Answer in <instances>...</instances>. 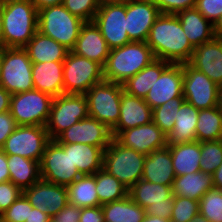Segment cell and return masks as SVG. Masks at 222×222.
I'll return each instance as SVG.
<instances>
[{
  "instance_id": "60",
  "label": "cell",
  "mask_w": 222,
  "mask_h": 222,
  "mask_svg": "<svg viewBox=\"0 0 222 222\" xmlns=\"http://www.w3.org/2000/svg\"><path fill=\"white\" fill-rule=\"evenodd\" d=\"M188 222H210V221L206 219L203 215L198 213L197 215H195L193 219L189 220Z\"/></svg>"
},
{
  "instance_id": "43",
  "label": "cell",
  "mask_w": 222,
  "mask_h": 222,
  "mask_svg": "<svg viewBox=\"0 0 222 222\" xmlns=\"http://www.w3.org/2000/svg\"><path fill=\"white\" fill-rule=\"evenodd\" d=\"M29 208H33L22 193L10 207L0 215L2 222H25L28 219Z\"/></svg>"
},
{
  "instance_id": "52",
  "label": "cell",
  "mask_w": 222,
  "mask_h": 222,
  "mask_svg": "<svg viewBox=\"0 0 222 222\" xmlns=\"http://www.w3.org/2000/svg\"><path fill=\"white\" fill-rule=\"evenodd\" d=\"M10 181V173L7 164V154L0 149V183Z\"/></svg>"
},
{
  "instance_id": "21",
  "label": "cell",
  "mask_w": 222,
  "mask_h": 222,
  "mask_svg": "<svg viewBox=\"0 0 222 222\" xmlns=\"http://www.w3.org/2000/svg\"><path fill=\"white\" fill-rule=\"evenodd\" d=\"M152 122V109L142 98L121 94L120 117L118 123L111 129L115 138L121 131L146 125Z\"/></svg>"
},
{
  "instance_id": "4",
  "label": "cell",
  "mask_w": 222,
  "mask_h": 222,
  "mask_svg": "<svg viewBox=\"0 0 222 222\" xmlns=\"http://www.w3.org/2000/svg\"><path fill=\"white\" fill-rule=\"evenodd\" d=\"M85 21L72 15L63 4L50 6L38 11L40 33L54 39L71 51Z\"/></svg>"
},
{
  "instance_id": "62",
  "label": "cell",
  "mask_w": 222,
  "mask_h": 222,
  "mask_svg": "<svg viewBox=\"0 0 222 222\" xmlns=\"http://www.w3.org/2000/svg\"><path fill=\"white\" fill-rule=\"evenodd\" d=\"M1 68H2V63H1V49H0V75H1Z\"/></svg>"
},
{
  "instance_id": "24",
  "label": "cell",
  "mask_w": 222,
  "mask_h": 222,
  "mask_svg": "<svg viewBox=\"0 0 222 222\" xmlns=\"http://www.w3.org/2000/svg\"><path fill=\"white\" fill-rule=\"evenodd\" d=\"M32 78L34 89L53 98L64 94L63 61L32 63Z\"/></svg>"
},
{
  "instance_id": "38",
  "label": "cell",
  "mask_w": 222,
  "mask_h": 222,
  "mask_svg": "<svg viewBox=\"0 0 222 222\" xmlns=\"http://www.w3.org/2000/svg\"><path fill=\"white\" fill-rule=\"evenodd\" d=\"M184 101V98H175L170 101L168 100L163 105L152 109V121L166 135H168L172 131L177 112Z\"/></svg>"
},
{
  "instance_id": "39",
  "label": "cell",
  "mask_w": 222,
  "mask_h": 222,
  "mask_svg": "<svg viewBox=\"0 0 222 222\" xmlns=\"http://www.w3.org/2000/svg\"><path fill=\"white\" fill-rule=\"evenodd\" d=\"M200 153L201 171L212 175L222 163V139L200 142Z\"/></svg>"
},
{
  "instance_id": "47",
  "label": "cell",
  "mask_w": 222,
  "mask_h": 222,
  "mask_svg": "<svg viewBox=\"0 0 222 222\" xmlns=\"http://www.w3.org/2000/svg\"><path fill=\"white\" fill-rule=\"evenodd\" d=\"M17 126L10 111L0 113V149Z\"/></svg>"
},
{
  "instance_id": "23",
  "label": "cell",
  "mask_w": 222,
  "mask_h": 222,
  "mask_svg": "<svg viewBox=\"0 0 222 222\" xmlns=\"http://www.w3.org/2000/svg\"><path fill=\"white\" fill-rule=\"evenodd\" d=\"M176 175L168 146L146 155L142 179L156 184L172 186Z\"/></svg>"
},
{
  "instance_id": "18",
  "label": "cell",
  "mask_w": 222,
  "mask_h": 222,
  "mask_svg": "<svg viewBox=\"0 0 222 222\" xmlns=\"http://www.w3.org/2000/svg\"><path fill=\"white\" fill-rule=\"evenodd\" d=\"M115 139L124 147L145 155L167 146V135L153 121L123 130Z\"/></svg>"
},
{
  "instance_id": "58",
  "label": "cell",
  "mask_w": 222,
  "mask_h": 222,
  "mask_svg": "<svg viewBox=\"0 0 222 222\" xmlns=\"http://www.w3.org/2000/svg\"><path fill=\"white\" fill-rule=\"evenodd\" d=\"M216 108L222 114V85L218 89Z\"/></svg>"
},
{
  "instance_id": "61",
  "label": "cell",
  "mask_w": 222,
  "mask_h": 222,
  "mask_svg": "<svg viewBox=\"0 0 222 222\" xmlns=\"http://www.w3.org/2000/svg\"><path fill=\"white\" fill-rule=\"evenodd\" d=\"M99 5L108 4V3H119L125 0H97Z\"/></svg>"
},
{
  "instance_id": "16",
  "label": "cell",
  "mask_w": 222,
  "mask_h": 222,
  "mask_svg": "<svg viewBox=\"0 0 222 222\" xmlns=\"http://www.w3.org/2000/svg\"><path fill=\"white\" fill-rule=\"evenodd\" d=\"M160 14L152 0H126V31L129 40L146 42L150 29Z\"/></svg>"
},
{
  "instance_id": "11",
  "label": "cell",
  "mask_w": 222,
  "mask_h": 222,
  "mask_svg": "<svg viewBox=\"0 0 222 222\" xmlns=\"http://www.w3.org/2000/svg\"><path fill=\"white\" fill-rule=\"evenodd\" d=\"M53 97L32 89L11 95L10 113L18 126H46Z\"/></svg>"
},
{
  "instance_id": "44",
  "label": "cell",
  "mask_w": 222,
  "mask_h": 222,
  "mask_svg": "<svg viewBox=\"0 0 222 222\" xmlns=\"http://www.w3.org/2000/svg\"><path fill=\"white\" fill-rule=\"evenodd\" d=\"M162 14H178L186 9L195 8L196 0H152Z\"/></svg>"
},
{
  "instance_id": "2",
  "label": "cell",
  "mask_w": 222,
  "mask_h": 222,
  "mask_svg": "<svg viewBox=\"0 0 222 222\" xmlns=\"http://www.w3.org/2000/svg\"><path fill=\"white\" fill-rule=\"evenodd\" d=\"M4 47L23 48L38 31V10L31 0L1 2Z\"/></svg>"
},
{
  "instance_id": "42",
  "label": "cell",
  "mask_w": 222,
  "mask_h": 222,
  "mask_svg": "<svg viewBox=\"0 0 222 222\" xmlns=\"http://www.w3.org/2000/svg\"><path fill=\"white\" fill-rule=\"evenodd\" d=\"M63 6L85 22L93 21L100 7L97 0H63Z\"/></svg>"
},
{
  "instance_id": "34",
  "label": "cell",
  "mask_w": 222,
  "mask_h": 222,
  "mask_svg": "<svg viewBox=\"0 0 222 222\" xmlns=\"http://www.w3.org/2000/svg\"><path fill=\"white\" fill-rule=\"evenodd\" d=\"M104 222H142L146 212L128 195L124 199L101 206Z\"/></svg>"
},
{
  "instance_id": "51",
  "label": "cell",
  "mask_w": 222,
  "mask_h": 222,
  "mask_svg": "<svg viewBox=\"0 0 222 222\" xmlns=\"http://www.w3.org/2000/svg\"><path fill=\"white\" fill-rule=\"evenodd\" d=\"M25 222H51V217L40 211L39 209L33 207L29 208L28 219Z\"/></svg>"
},
{
  "instance_id": "25",
  "label": "cell",
  "mask_w": 222,
  "mask_h": 222,
  "mask_svg": "<svg viewBox=\"0 0 222 222\" xmlns=\"http://www.w3.org/2000/svg\"><path fill=\"white\" fill-rule=\"evenodd\" d=\"M189 42L194 46L202 45L214 38L213 24L196 8L186 9L176 14Z\"/></svg>"
},
{
  "instance_id": "14",
  "label": "cell",
  "mask_w": 222,
  "mask_h": 222,
  "mask_svg": "<svg viewBox=\"0 0 222 222\" xmlns=\"http://www.w3.org/2000/svg\"><path fill=\"white\" fill-rule=\"evenodd\" d=\"M183 97L196 109L216 107L219 86L189 63H182Z\"/></svg>"
},
{
  "instance_id": "40",
  "label": "cell",
  "mask_w": 222,
  "mask_h": 222,
  "mask_svg": "<svg viewBox=\"0 0 222 222\" xmlns=\"http://www.w3.org/2000/svg\"><path fill=\"white\" fill-rule=\"evenodd\" d=\"M199 213L210 222H222V190H208L199 200Z\"/></svg>"
},
{
  "instance_id": "35",
  "label": "cell",
  "mask_w": 222,
  "mask_h": 222,
  "mask_svg": "<svg viewBox=\"0 0 222 222\" xmlns=\"http://www.w3.org/2000/svg\"><path fill=\"white\" fill-rule=\"evenodd\" d=\"M66 188L69 204L79 208L100 206L98 194L96 192L95 174L81 175Z\"/></svg>"
},
{
  "instance_id": "46",
  "label": "cell",
  "mask_w": 222,
  "mask_h": 222,
  "mask_svg": "<svg viewBox=\"0 0 222 222\" xmlns=\"http://www.w3.org/2000/svg\"><path fill=\"white\" fill-rule=\"evenodd\" d=\"M195 8L214 24L222 15V0H196Z\"/></svg>"
},
{
  "instance_id": "50",
  "label": "cell",
  "mask_w": 222,
  "mask_h": 222,
  "mask_svg": "<svg viewBox=\"0 0 222 222\" xmlns=\"http://www.w3.org/2000/svg\"><path fill=\"white\" fill-rule=\"evenodd\" d=\"M79 222H104L101 206L81 208Z\"/></svg>"
},
{
  "instance_id": "33",
  "label": "cell",
  "mask_w": 222,
  "mask_h": 222,
  "mask_svg": "<svg viewBox=\"0 0 222 222\" xmlns=\"http://www.w3.org/2000/svg\"><path fill=\"white\" fill-rule=\"evenodd\" d=\"M104 150L100 147L83 144H70V158L81 175H93L103 168Z\"/></svg>"
},
{
  "instance_id": "41",
  "label": "cell",
  "mask_w": 222,
  "mask_h": 222,
  "mask_svg": "<svg viewBox=\"0 0 222 222\" xmlns=\"http://www.w3.org/2000/svg\"><path fill=\"white\" fill-rule=\"evenodd\" d=\"M198 213L199 201L188 197L174 196V204L170 220L174 222H188Z\"/></svg>"
},
{
  "instance_id": "56",
  "label": "cell",
  "mask_w": 222,
  "mask_h": 222,
  "mask_svg": "<svg viewBox=\"0 0 222 222\" xmlns=\"http://www.w3.org/2000/svg\"><path fill=\"white\" fill-rule=\"evenodd\" d=\"M213 32L215 38L222 39V15L214 22Z\"/></svg>"
},
{
  "instance_id": "32",
  "label": "cell",
  "mask_w": 222,
  "mask_h": 222,
  "mask_svg": "<svg viewBox=\"0 0 222 222\" xmlns=\"http://www.w3.org/2000/svg\"><path fill=\"white\" fill-rule=\"evenodd\" d=\"M10 181L22 191L41 180L40 162L21 157L7 155Z\"/></svg>"
},
{
  "instance_id": "9",
  "label": "cell",
  "mask_w": 222,
  "mask_h": 222,
  "mask_svg": "<svg viewBox=\"0 0 222 222\" xmlns=\"http://www.w3.org/2000/svg\"><path fill=\"white\" fill-rule=\"evenodd\" d=\"M104 81L103 66L69 51L63 61L64 94H85Z\"/></svg>"
},
{
  "instance_id": "22",
  "label": "cell",
  "mask_w": 222,
  "mask_h": 222,
  "mask_svg": "<svg viewBox=\"0 0 222 222\" xmlns=\"http://www.w3.org/2000/svg\"><path fill=\"white\" fill-rule=\"evenodd\" d=\"M73 53L86 57L104 66L110 48L94 21L85 22L76 40Z\"/></svg>"
},
{
  "instance_id": "28",
  "label": "cell",
  "mask_w": 222,
  "mask_h": 222,
  "mask_svg": "<svg viewBox=\"0 0 222 222\" xmlns=\"http://www.w3.org/2000/svg\"><path fill=\"white\" fill-rule=\"evenodd\" d=\"M128 195L144 210L154 203H174L172 186L156 184L143 179L129 189Z\"/></svg>"
},
{
  "instance_id": "10",
  "label": "cell",
  "mask_w": 222,
  "mask_h": 222,
  "mask_svg": "<svg viewBox=\"0 0 222 222\" xmlns=\"http://www.w3.org/2000/svg\"><path fill=\"white\" fill-rule=\"evenodd\" d=\"M88 116L84 94H62L54 97L45 126L49 139L55 140L63 131Z\"/></svg>"
},
{
  "instance_id": "12",
  "label": "cell",
  "mask_w": 222,
  "mask_h": 222,
  "mask_svg": "<svg viewBox=\"0 0 222 222\" xmlns=\"http://www.w3.org/2000/svg\"><path fill=\"white\" fill-rule=\"evenodd\" d=\"M49 141L45 126H17L1 150L7 155H19L40 162Z\"/></svg>"
},
{
  "instance_id": "7",
  "label": "cell",
  "mask_w": 222,
  "mask_h": 222,
  "mask_svg": "<svg viewBox=\"0 0 222 222\" xmlns=\"http://www.w3.org/2000/svg\"><path fill=\"white\" fill-rule=\"evenodd\" d=\"M123 85L102 81L93 85L84 95L87 99L88 115L105 124L110 130L120 117Z\"/></svg>"
},
{
  "instance_id": "49",
  "label": "cell",
  "mask_w": 222,
  "mask_h": 222,
  "mask_svg": "<svg viewBox=\"0 0 222 222\" xmlns=\"http://www.w3.org/2000/svg\"><path fill=\"white\" fill-rule=\"evenodd\" d=\"M174 203L152 204L145 209L146 214L170 220Z\"/></svg>"
},
{
  "instance_id": "54",
  "label": "cell",
  "mask_w": 222,
  "mask_h": 222,
  "mask_svg": "<svg viewBox=\"0 0 222 222\" xmlns=\"http://www.w3.org/2000/svg\"><path fill=\"white\" fill-rule=\"evenodd\" d=\"M35 8L39 11L43 8L62 4L63 0H31Z\"/></svg>"
},
{
  "instance_id": "59",
  "label": "cell",
  "mask_w": 222,
  "mask_h": 222,
  "mask_svg": "<svg viewBox=\"0 0 222 222\" xmlns=\"http://www.w3.org/2000/svg\"><path fill=\"white\" fill-rule=\"evenodd\" d=\"M4 48L3 30H2V13L0 3V49Z\"/></svg>"
},
{
  "instance_id": "55",
  "label": "cell",
  "mask_w": 222,
  "mask_h": 222,
  "mask_svg": "<svg viewBox=\"0 0 222 222\" xmlns=\"http://www.w3.org/2000/svg\"><path fill=\"white\" fill-rule=\"evenodd\" d=\"M213 186L215 189L222 190V163L212 174Z\"/></svg>"
},
{
  "instance_id": "1",
  "label": "cell",
  "mask_w": 222,
  "mask_h": 222,
  "mask_svg": "<svg viewBox=\"0 0 222 222\" xmlns=\"http://www.w3.org/2000/svg\"><path fill=\"white\" fill-rule=\"evenodd\" d=\"M146 43L152 49L155 59L171 64L188 63L194 52L182 29L178 17L174 14H160L150 29Z\"/></svg>"
},
{
  "instance_id": "6",
  "label": "cell",
  "mask_w": 222,
  "mask_h": 222,
  "mask_svg": "<svg viewBox=\"0 0 222 222\" xmlns=\"http://www.w3.org/2000/svg\"><path fill=\"white\" fill-rule=\"evenodd\" d=\"M1 63L0 86L11 95L34 89L32 61L24 48H2Z\"/></svg>"
},
{
  "instance_id": "8",
  "label": "cell",
  "mask_w": 222,
  "mask_h": 222,
  "mask_svg": "<svg viewBox=\"0 0 222 222\" xmlns=\"http://www.w3.org/2000/svg\"><path fill=\"white\" fill-rule=\"evenodd\" d=\"M41 179L61 186H69L81 174L70 158V144L50 140L40 161Z\"/></svg>"
},
{
  "instance_id": "20",
  "label": "cell",
  "mask_w": 222,
  "mask_h": 222,
  "mask_svg": "<svg viewBox=\"0 0 222 222\" xmlns=\"http://www.w3.org/2000/svg\"><path fill=\"white\" fill-rule=\"evenodd\" d=\"M191 66L204 73L218 86L222 85V39L212 40L194 48Z\"/></svg>"
},
{
  "instance_id": "53",
  "label": "cell",
  "mask_w": 222,
  "mask_h": 222,
  "mask_svg": "<svg viewBox=\"0 0 222 222\" xmlns=\"http://www.w3.org/2000/svg\"><path fill=\"white\" fill-rule=\"evenodd\" d=\"M11 94L2 86H0V113L10 110Z\"/></svg>"
},
{
  "instance_id": "26",
  "label": "cell",
  "mask_w": 222,
  "mask_h": 222,
  "mask_svg": "<svg viewBox=\"0 0 222 222\" xmlns=\"http://www.w3.org/2000/svg\"><path fill=\"white\" fill-rule=\"evenodd\" d=\"M199 109L184 101L177 112L172 131L167 135V145L196 141V124Z\"/></svg>"
},
{
  "instance_id": "5",
  "label": "cell",
  "mask_w": 222,
  "mask_h": 222,
  "mask_svg": "<svg viewBox=\"0 0 222 222\" xmlns=\"http://www.w3.org/2000/svg\"><path fill=\"white\" fill-rule=\"evenodd\" d=\"M146 155L124 147L115 138L104 150L103 169L119 180L128 190L142 179Z\"/></svg>"
},
{
  "instance_id": "31",
  "label": "cell",
  "mask_w": 222,
  "mask_h": 222,
  "mask_svg": "<svg viewBox=\"0 0 222 222\" xmlns=\"http://www.w3.org/2000/svg\"><path fill=\"white\" fill-rule=\"evenodd\" d=\"M167 146L170 149L173 169L176 176L201 171L200 142L196 140Z\"/></svg>"
},
{
  "instance_id": "3",
  "label": "cell",
  "mask_w": 222,
  "mask_h": 222,
  "mask_svg": "<svg viewBox=\"0 0 222 222\" xmlns=\"http://www.w3.org/2000/svg\"><path fill=\"white\" fill-rule=\"evenodd\" d=\"M155 56L146 42H129L124 46L110 49L103 66L105 81L123 84L149 65Z\"/></svg>"
},
{
  "instance_id": "57",
  "label": "cell",
  "mask_w": 222,
  "mask_h": 222,
  "mask_svg": "<svg viewBox=\"0 0 222 222\" xmlns=\"http://www.w3.org/2000/svg\"><path fill=\"white\" fill-rule=\"evenodd\" d=\"M142 222H168V219L146 214Z\"/></svg>"
},
{
  "instance_id": "29",
  "label": "cell",
  "mask_w": 222,
  "mask_h": 222,
  "mask_svg": "<svg viewBox=\"0 0 222 222\" xmlns=\"http://www.w3.org/2000/svg\"><path fill=\"white\" fill-rule=\"evenodd\" d=\"M170 64L161 59L153 60L135 76H132L122 84L124 91L129 95L145 99L150 88Z\"/></svg>"
},
{
  "instance_id": "27",
  "label": "cell",
  "mask_w": 222,
  "mask_h": 222,
  "mask_svg": "<svg viewBox=\"0 0 222 222\" xmlns=\"http://www.w3.org/2000/svg\"><path fill=\"white\" fill-rule=\"evenodd\" d=\"M32 63L64 61L69 50L54 39L37 31L23 47Z\"/></svg>"
},
{
  "instance_id": "37",
  "label": "cell",
  "mask_w": 222,
  "mask_h": 222,
  "mask_svg": "<svg viewBox=\"0 0 222 222\" xmlns=\"http://www.w3.org/2000/svg\"><path fill=\"white\" fill-rule=\"evenodd\" d=\"M95 184L100 206L128 196L129 190L103 168L95 173Z\"/></svg>"
},
{
  "instance_id": "45",
  "label": "cell",
  "mask_w": 222,
  "mask_h": 222,
  "mask_svg": "<svg viewBox=\"0 0 222 222\" xmlns=\"http://www.w3.org/2000/svg\"><path fill=\"white\" fill-rule=\"evenodd\" d=\"M23 191L11 181L0 183V215L14 203Z\"/></svg>"
},
{
  "instance_id": "19",
  "label": "cell",
  "mask_w": 222,
  "mask_h": 222,
  "mask_svg": "<svg viewBox=\"0 0 222 222\" xmlns=\"http://www.w3.org/2000/svg\"><path fill=\"white\" fill-rule=\"evenodd\" d=\"M183 78L182 64H170L155 81L144 100L151 109H154L168 100L184 98Z\"/></svg>"
},
{
  "instance_id": "15",
  "label": "cell",
  "mask_w": 222,
  "mask_h": 222,
  "mask_svg": "<svg viewBox=\"0 0 222 222\" xmlns=\"http://www.w3.org/2000/svg\"><path fill=\"white\" fill-rule=\"evenodd\" d=\"M112 138L111 130L105 124L88 116L63 131L55 141L58 144L83 143L105 150Z\"/></svg>"
},
{
  "instance_id": "48",
  "label": "cell",
  "mask_w": 222,
  "mask_h": 222,
  "mask_svg": "<svg viewBox=\"0 0 222 222\" xmlns=\"http://www.w3.org/2000/svg\"><path fill=\"white\" fill-rule=\"evenodd\" d=\"M81 215V208L67 204L57 214L51 217V222H79Z\"/></svg>"
},
{
  "instance_id": "36",
  "label": "cell",
  "mask_w": 222,
  "mask_h": 222,
  "mask_svg": "<svg viewBox=\"0 0 222 222\" xmlns=\"http://www.w3.org/2000/svg\"><path fill=\"white\" fill-rule=\"evenodd\" d=\"M222 139V114L216 107L199 110L196 124V140L217 141Z\"/></svg>"
},
{
  "instance_id": "17",
  "label": "cell",
  "mask_w": 222,
  "mask_h": 222,
  "mask_svg": "<svg viewBox=\"0 0 222 222\" xmlns=\"http://www.w3.org/2000/svg\"><path fill=\"white\" fill-rule=\"evenodd\" d=\"M23 194L33 207L50 217L57 214L69 203L65 186L49 183L42 179L24 189Z\"/></svg>"
},
{
  "instance_id": "13",
  "label": "cell",
  "mask_w": 222,
  "mask_h": 222,
  "mask_svg": "<svg viewBox=\"0 0 222 222\" xmlns=\"http://www.w3.org/2000/svg\"><path fill=\"white\" fill-rule=\"evenodd\" d=\"M93 21L110 49L131 42L126 31V0L100 5Z\"/></svg>"
},
{
  "instance_id": "30",
  "label": "cell",
  "mask_w": 222,
  "mask_h": 222,
  "mask_svg": "<svg viewBox=\"0 0 222 222\" xmlns=\"http://www.w3.org/2000/svg\"><path fill=\"white\" fill-rule=\"evenodd\" d=\"M213 188L212 175L203 171L176 176L172 184L174 196L188 197L196 201Z\"/></svg>"
},
{
  "instance_id": "63",
  "label": "cell",
  "mask_w": 222,
  "mask_h": 222,
  "mask_svg": "<svg viewBox=\"0 0 222 222\" xmlns=\"http://www.w3.org/2000/svg\"><path fill=\"white\" fill-rule=\"evenodd\" d=\"M6 1H10V0H0V3H1V2H6Z\"/></svg>"
}]
</instances>
